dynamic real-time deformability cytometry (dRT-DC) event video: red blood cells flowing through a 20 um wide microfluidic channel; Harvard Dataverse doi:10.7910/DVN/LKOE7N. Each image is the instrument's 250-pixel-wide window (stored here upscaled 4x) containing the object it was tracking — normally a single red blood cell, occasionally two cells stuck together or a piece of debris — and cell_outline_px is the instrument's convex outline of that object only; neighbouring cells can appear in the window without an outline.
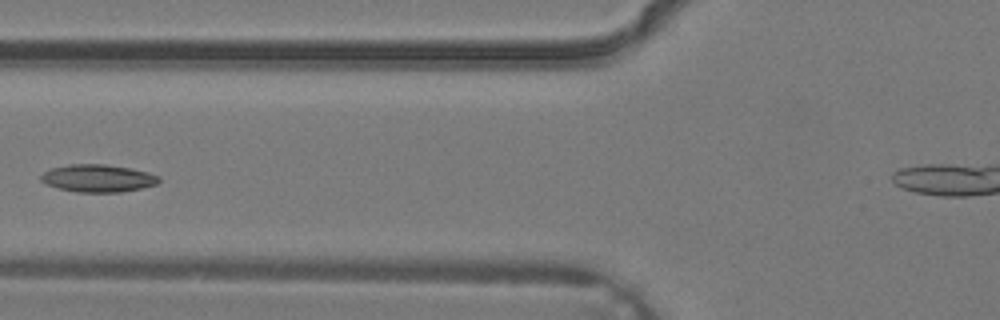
{"species": "common noctule bat (a hibernating species)", "species_latin": "Nyctalus noctula", "temperature_condition": "warm", "stored_images_in_passage": 3, "segment_of_instrument_passage": [1, 2], "camera_frame_rate_fps": 3000, "um_per_image_px": 0.085, "animal": {"sex": "male", "body_mass_g": 19.2, "forearm_length_mm": 51.8}, "frame": {"image": 1, "passage_image": 2, "time_ms": 0.333, "image_size_px": [1000, 320], "cell_outline_px": [[160, 180], [156, 184], [140, 188], [120, 192], [76, 192], [60, 188], [48, 184], [40, 180], [40, 176], [44, 172], [52, 168], [68, 164], [104, 164], [128, 168], [148, 172], [160, 176]], "centroid_in_image_um": [8.32, 15.15], "position_along_channel_um": 117.5, "area_um2": 18.73}}